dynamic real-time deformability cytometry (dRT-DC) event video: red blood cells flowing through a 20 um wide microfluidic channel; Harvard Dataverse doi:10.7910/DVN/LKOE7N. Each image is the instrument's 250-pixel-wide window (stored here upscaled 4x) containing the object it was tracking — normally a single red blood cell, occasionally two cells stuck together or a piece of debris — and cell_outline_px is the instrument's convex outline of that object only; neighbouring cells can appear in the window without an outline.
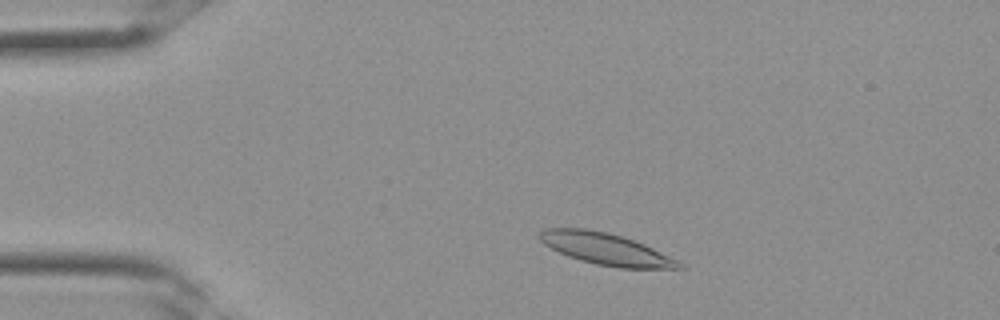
{"species": "Egyptian fruit bat (a non-hibernating species)", "species_latin": "Rousettus aegyptiacus", "temperature_condition": "room temperature", "stored_images_in_passage": 31, "camera_frame_rate_fps": 3000, "um_per_image_px": 0.085, "frame": {"image": 1, "passage_image": 4, "time_ms": 1.0, "image_size_px": [1000, 320], "cell_outline_px": [[684, 268], [620, 268], [596, 264], [580, 260], [568, 256], [544, 244], [536, 236], [544, 228], [588, 228], [608, 232], [644, 244], [676, 260]], "centroid_in_image_um": [51.42, 21.14], "position_along_channel_um": 33.6, "area_um2": 25.37}}
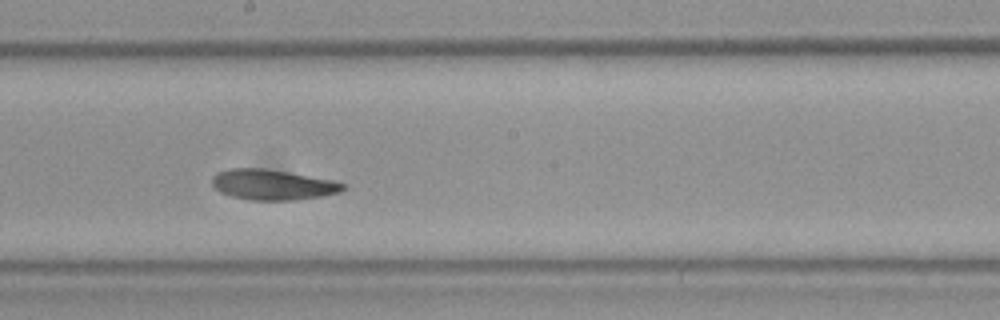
{"frame": {"image": 2, "passage_image": 16, "time_ms": 5.0, "image_size_px": [1000, 320], "cell_outline_px": [[348, 184], [340, 192], [320, 196], [296, 200], [248, 200], [232, 196], [220, 192], [212, 184], [212, 176], [216, 172], [232, 168], [264, 168], [288, 172], [332, 180]], "centroid_in_image_um": [23.16, 15.69], "position_along_channel_um": 225.0, "area_um2": 23.18}}
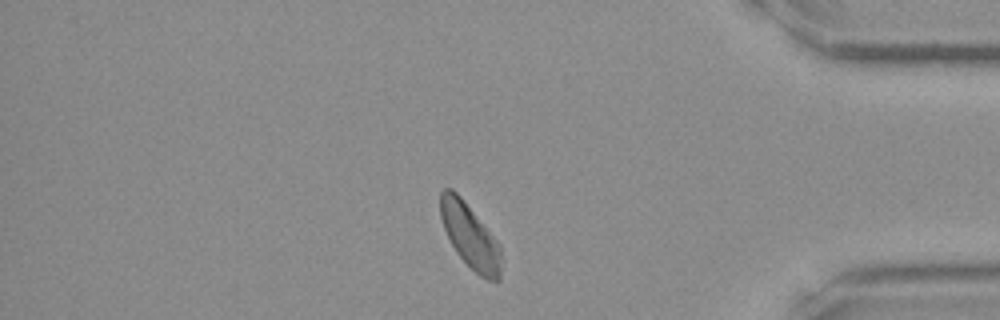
{"frame": {"image": 3, "passage_image": 26, "time_ms": 8.333, "image_size_px": [1000, 320], "cell_outline_px": [[500, 280], [488, 280], [480, 276], [456, 252], [444, 228], [440, 216], [440, 192], [444, 188], [452, 188], [460, 196], [500, 244]], "centroid_in_image_um": [39.94, 20.04], "position_along_channel_um": 395.3, "area_um2": 22.31}}